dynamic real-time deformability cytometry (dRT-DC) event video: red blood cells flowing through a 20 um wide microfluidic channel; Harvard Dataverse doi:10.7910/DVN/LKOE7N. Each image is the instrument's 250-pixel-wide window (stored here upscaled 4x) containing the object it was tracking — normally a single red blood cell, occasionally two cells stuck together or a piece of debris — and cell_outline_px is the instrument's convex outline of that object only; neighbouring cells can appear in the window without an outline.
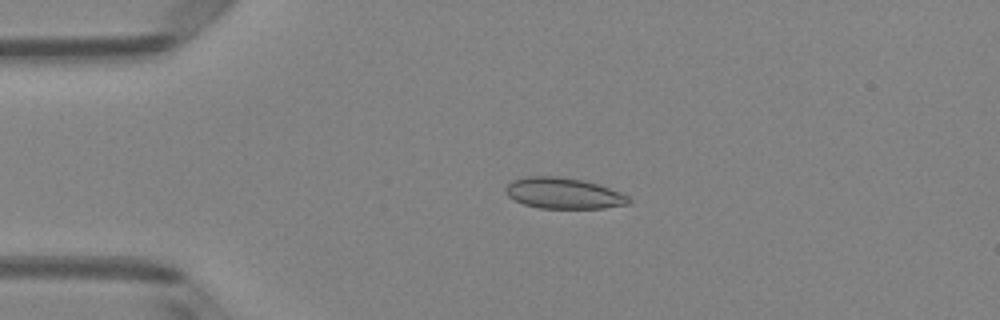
{"species": "Egyptian fruit bat (a non-hibernating species)", "species_latin": "Rousettus aegyptiacus", "temperature_condition": "room temperature", "stored_images_in_passage": 4, "camera_frame_rate_fps": 3000, "um_per_image_px": 0.085, "animal": {"sex": "female"}, "frame": {"image": 1, "passage_image": 3, "time_ms": 0.667, "image_size_px": [1000, 320], "cell_outline_px": [[632, 200], [628, 204], [604, 208], [540, 208], [524, 204], [508, 196], [504, 192], [504, 188], [512, 180], [528, 176], [556, 176], [584, 180], [600, 184], [620, 192], [628, 196]], "centroid_in_image_um": [47.91, 16.42], "position_along_channel_um": 37.1, "area_um2": 22.31}}